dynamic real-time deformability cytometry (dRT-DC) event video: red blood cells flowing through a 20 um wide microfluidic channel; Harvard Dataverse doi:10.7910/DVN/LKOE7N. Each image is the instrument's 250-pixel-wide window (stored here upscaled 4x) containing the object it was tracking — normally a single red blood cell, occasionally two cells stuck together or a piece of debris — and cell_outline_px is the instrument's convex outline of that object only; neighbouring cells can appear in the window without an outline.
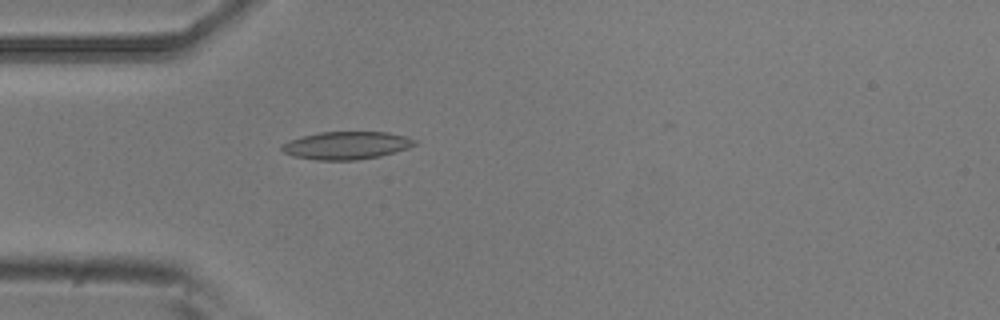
{"species": "common noctule bat (a hibernating species)", "species_latin": "Nyctalus noctula", "temperature_condition": "room temperature", "stored_images_in_passage": 5, "camera_frame_rate_fps": 3000, "um_per_image_px": 0.085, "animal": {"sex": "male", "body_mass_g": 20.5, "forearm_length_mm": 52.5}, "frame": {"image": 1, "passage_image": 5, "time_ms": 1.333, "image_size_px": [1000, 320], "cell_outline_px": [[416, 144], [408, 148], [396, 152], [380, 156], [356, 160], [316, 160], [292, 156], [284, 152], [280, 148], [280, 144], [288, 140], [320, 132], [388, 132], [404, 136], [416, 140]], "centroid_in_image_um": [29.42, 12.36], "position_along_channel_um": 55.6, "area_um2": 21.56}}